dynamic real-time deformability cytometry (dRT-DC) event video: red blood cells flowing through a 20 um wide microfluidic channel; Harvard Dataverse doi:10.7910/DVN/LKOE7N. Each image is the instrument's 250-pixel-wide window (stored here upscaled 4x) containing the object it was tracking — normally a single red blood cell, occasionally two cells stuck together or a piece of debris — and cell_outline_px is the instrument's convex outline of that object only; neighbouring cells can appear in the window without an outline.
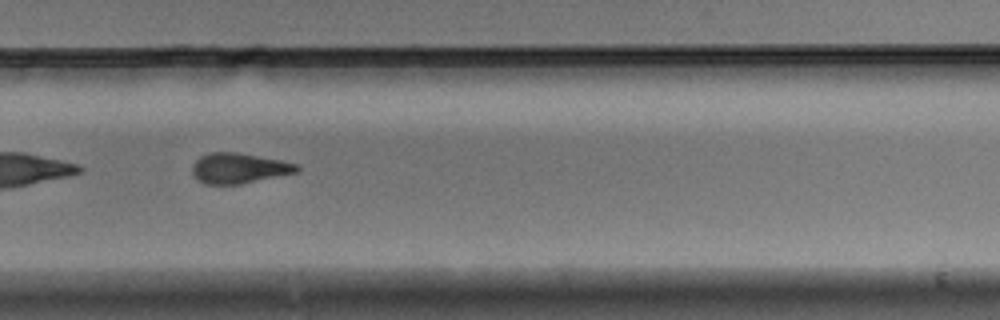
{"species": "Egyptian fruit bat (a non-hibernating species)", "species_latin": "Rousettus aegyptiacus", "temperature_condition": "warm", "stored_images_in_passage": 57, "segment_of_instrument_passage": [2, 2], "camera_frame_rate_fps": 3000, "um_per_image_px": 0.085, "animal": {"sex": "male"}, "frame": {"image": 1, "passage_image": 38, "time_ms": 12.333, "image_size_px": [1000, 320], "cell_outline_px": [[300, 168], [296, 172], [240, 184], [204, 184], [192, 172], [192, 164], [200, 156], [212, 152], [236, 152], [280, 160], [296, 164]], "centroid_in_image_um": [20.28, 14.29], "position_along_channel_um": 309.5, "area_um2": 18.15}}
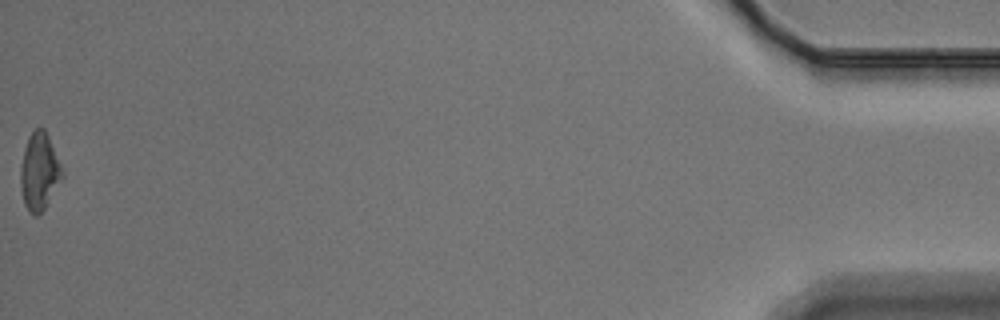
{"frame": {"image": 2, "passage_image": 57, "time_ms": 18.667, "image_size_px": [1000, 320], "cell_outline_px": [[64, 176], [44, 208], [36, 216], [24, 204], [20, 184], [20, 168], [24, 148], [28, 136], [36, 128], [44, 128], [48, 136], [64, 172]], "centroid_in_image_um": [3.34, 14.55], "position_along_channel_um": 431.9, "area_um2": 18.5}}